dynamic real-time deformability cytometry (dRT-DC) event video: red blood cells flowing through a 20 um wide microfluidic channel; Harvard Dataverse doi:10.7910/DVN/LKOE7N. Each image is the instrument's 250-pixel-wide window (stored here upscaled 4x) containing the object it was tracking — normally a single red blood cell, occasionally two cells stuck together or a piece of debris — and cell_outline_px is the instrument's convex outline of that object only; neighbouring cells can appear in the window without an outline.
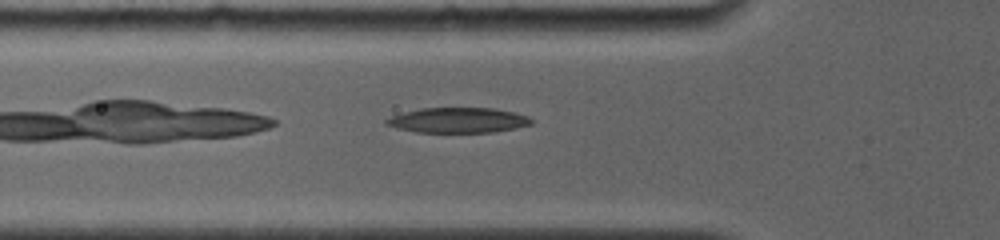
{"species": "common noctule bat (a hibernating species)", "species_latin": "Nyctalus noctula", "temperature_condition": "room temperature", "stored_images_in_passage": 27, "camera_frame_rate_fps": 4000, "um_per_image_px": 0.085, "animal": {"sex": "female", "body_mass_g": 19.0, "forearm_length_mm": 56.7}, "frame": {"image": 1, "passage_image": 3, "time_ms": 1.0, "image_size_px": [1000, 240], "cell_outline_px": [[532, 124], [516, 128], [492, 132], [416, 132], [396, 128], [384, 124], [384, 120], [392, 116], [404, 112], [420, 108], [496, 108], [528, 116], [532, 120]], "centroid_in_image_um": [38.91, 10.22], "position_along_channel_um": 86.9, "area_um2": 21.27}}
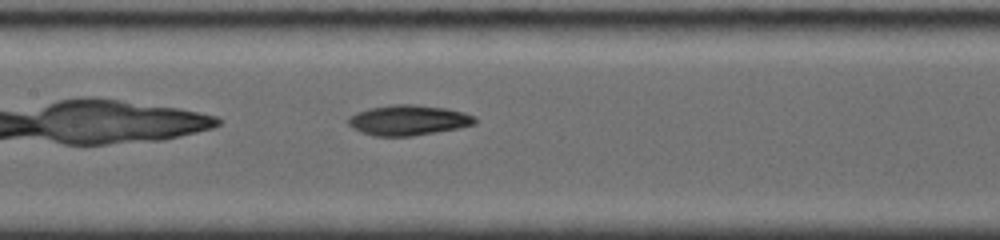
{"frame": {"image": 2, "passage_image": 8, "time_ms": 3.25, "image_size_px": [1000, 240], "cell_outline_px": [[476, 124], [460, 128], [412, 136], [376, 136], [360, 132], [352, 128], [348, 124], [348, 116], [356, 112], [368, 108], [392, 104], [412, 104], [448, 108], [464, 112], [476, 116]], "centroid_in_image_um": [34.71, 10.21], "position_along_channel_um": 172.7, "area_um2": 22.66}}
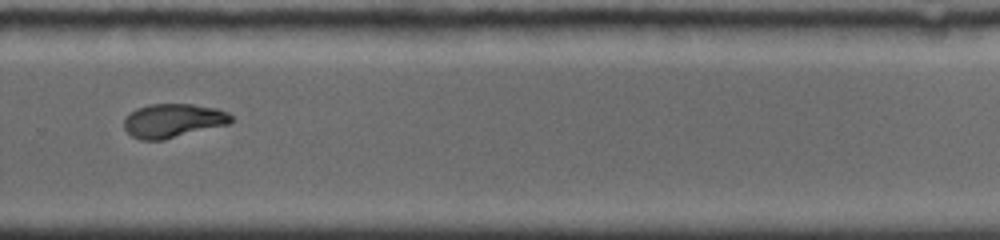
{"frame": {"image": 3, "passage_image": 16, "time_ms": 7.0, "image_size_px": [1000, 240], "cell_outline_px": [[232, 120], [228, 124], [164, 140], [140, 140], [132, 136], [124, 128], [124, 120], [136, 108], [152, 104], [192, 104], [216, 108], [228, 112], [232, 116]], "centroid_in_image_um": [14.72, 10.26], "position_along_channel_um": 315.1, "area_um2": 21.04}}